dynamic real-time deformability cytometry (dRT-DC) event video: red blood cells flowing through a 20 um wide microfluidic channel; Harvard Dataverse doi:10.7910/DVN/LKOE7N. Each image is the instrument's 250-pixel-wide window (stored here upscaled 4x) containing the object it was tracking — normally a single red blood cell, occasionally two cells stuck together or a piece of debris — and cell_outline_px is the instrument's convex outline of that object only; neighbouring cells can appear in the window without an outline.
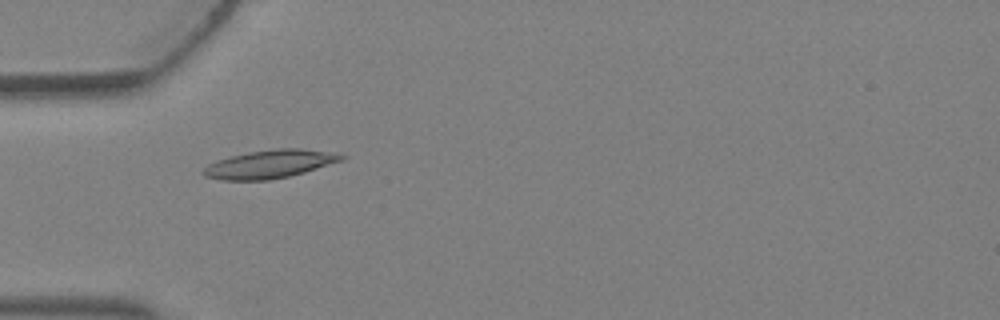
{"species": "Egyptian fruit bat (a non-hibernating species)", "species_latin": "Rousettus aegyptiacus", "temperature_condition": "warm", "stored_images_in_passage": 4, "camera_frame_rate_fps": 3000, "um_per_image_px": 0.085, "animal": {"sex": "female"}, "frame": {"image": 1, "passage_image": 3, "time_ms": 0.667, "image_size_px": [1000, 320], "cell_outline_px": [[348, 156], [344, 160], [304, 172], [288, 176], [268, 180], [220, 180], [204, 176], [200, 172], [208, 164], [216, 160], [248, 152], [276, 148], [300, 148]], "centroid_in_image_um": [22.88, 13.95], "position_along_channel_um": 62.1, "area_um2": 22.54}}
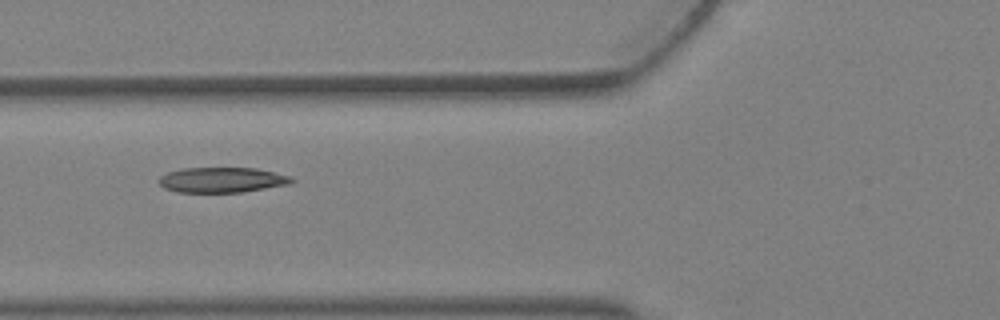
{"frame": {"image": 2, "passage_image": 4, "time_ms": 1.0, "image_size_px": [1000, 320], "cell_outline_px": [[296, 180], [292, 184], [244, 192], [176, 192], [164, 188], [160, 184], [160, 176], [168, 172], [184, 168], [256, 168], [288, 176]], "centroid_in_image_um": [18.89, 15.3], "position_along_channel_um": 106.9, "area_um2": 19.48}}